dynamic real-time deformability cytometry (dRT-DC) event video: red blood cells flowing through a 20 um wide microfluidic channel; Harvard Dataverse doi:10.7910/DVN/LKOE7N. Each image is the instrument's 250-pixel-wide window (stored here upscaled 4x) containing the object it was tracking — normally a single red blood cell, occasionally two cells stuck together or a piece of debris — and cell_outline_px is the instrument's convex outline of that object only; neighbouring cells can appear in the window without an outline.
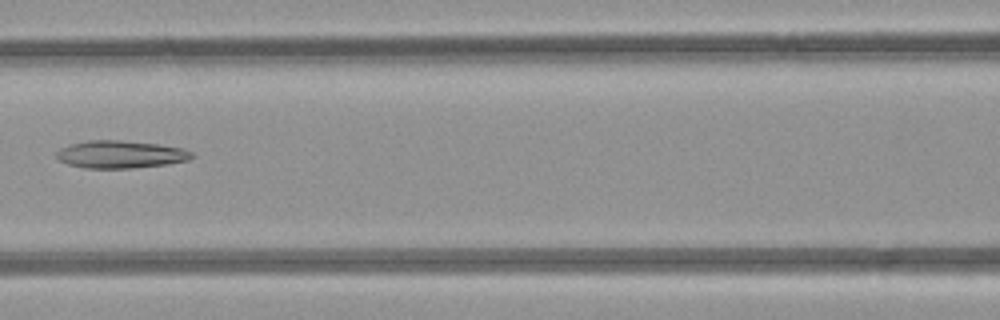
{"species": "common noctule bat (a hibernating species)", "species_latin": "Nyctalus noctula", "temperature_condition": "room temperature", "stored_images_in_passage": 5, "camera_frame_rate_fps": 3000, "um_per_image_px": 0.085, "animal": {"sex": "female", "body_mass_g": 21.9}, "frame": {"image": 1, "passage_image": 5, "time_ms": 4.667, "image_size_px": [1000, 320], "cell_outline_px": [[192, 156], [188, 160], [168, 164], [132, 168], [84, 168], [68, 164], [56, 160], [56, 152], [60, 148], [68, 144], [88, 140], [120, 140], [156, 144], [180, 148], [192, 152]], "centroid_in_image_um": [10.16, 13.12], "position_along_channel_um": 156.4, "area_um2": 21.73}}